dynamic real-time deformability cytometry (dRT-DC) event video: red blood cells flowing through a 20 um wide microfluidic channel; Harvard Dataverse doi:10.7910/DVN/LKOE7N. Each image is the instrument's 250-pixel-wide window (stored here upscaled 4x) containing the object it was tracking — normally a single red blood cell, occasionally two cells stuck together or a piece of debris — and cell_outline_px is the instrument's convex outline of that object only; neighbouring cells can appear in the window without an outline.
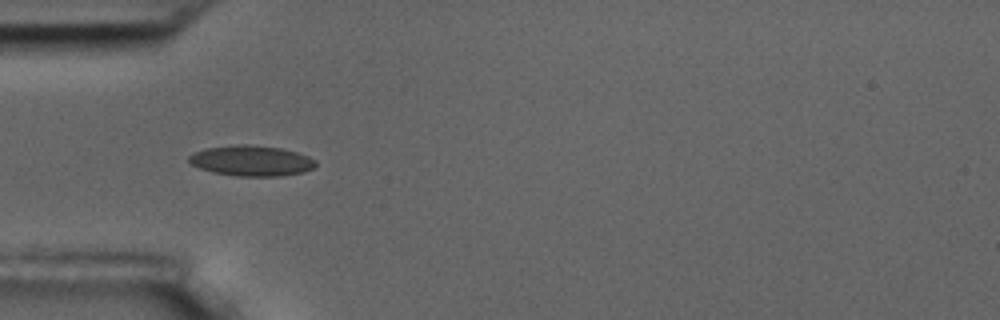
{"species": "common noctule bat (a hibernating species)", "species_latin": "Nyctalus noctula", "temperature_condition": "room temperature", "stored_images_in_passage": 39, "camera_frame_rate_fps": 3000, "um_per_image_px": 0.085, "animal": {"sex": "male", "body_mass_g": 17.5, "forearm_length_mm": 52.3}, "frame": {"image": 1, "passage_image": 1, "time_ms": 0.0, "image_size_px": [1000, 320], "cell_outline_px": [[316, 164], [312, 168], [304, 172], [280, 176], [236, 176], [212, 172], [200, 168], [192, 164], [188, 160], [188, 156], [204, 148], [236, 144], [248, 144], [280, 148], [296, 152], [308, 156], [316, 160]], "centroid_in_image_um": [21.36, 13.66], "position_along_channel_um": 63.6, "area_um2": 22.54}}
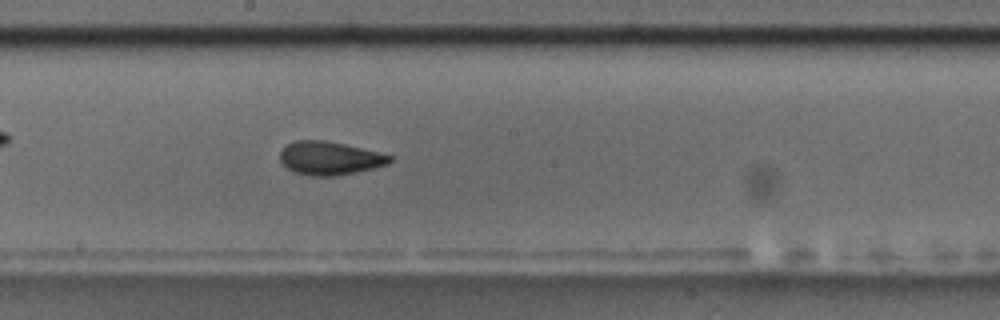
{"frame": {"image": 2, "passage_image": 14, "time_ms": 4.333, "image_size_px": [1000, 320], "cell_outline_px": [[392, 160], [388, 164], [356, 172], [336, 176], [308, 176], [292, 172], [280, 160], [280, 152], [288, 144], [296, 140], [324, 140], [344, 144], [392, 156]], "centroid_in_image_um": [27.99, 13.46], "position_along_channel_um": 220.2, "area_um2": 21.15}}
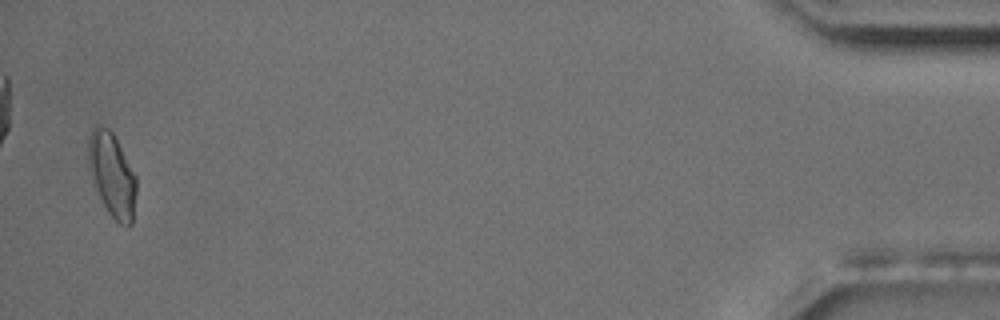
{"frame": {"image": 3, "passage_image": 38, "time_ms": 12.333, "image_size_px": [1000, 320], "cell_outline_px": [[136, 192], [132, 224], [128, 228], [120, 224], [108, 212], [96, 188], [88, 168], [88, 136], [92, 128], [96, 124], [100, 124], [108, 128], [112, 132], [136, 176]], "centroid_in_image_um": [9.51, 14.84], "position_along_channel_um": 425.7, "area_um2": 23.35}, "authors_computed_cell_mechanics": {"area_um2": 21.1548, "velocity_mm_per_s": 3.6472, "shape_relaxation_time_tau1_ms": 5.2932, "shape_relaxation_time_tau2_ms": 1.7703, "deformation_change_tau1": 0.1319, "deformation_change_tau2": 0.0689}}